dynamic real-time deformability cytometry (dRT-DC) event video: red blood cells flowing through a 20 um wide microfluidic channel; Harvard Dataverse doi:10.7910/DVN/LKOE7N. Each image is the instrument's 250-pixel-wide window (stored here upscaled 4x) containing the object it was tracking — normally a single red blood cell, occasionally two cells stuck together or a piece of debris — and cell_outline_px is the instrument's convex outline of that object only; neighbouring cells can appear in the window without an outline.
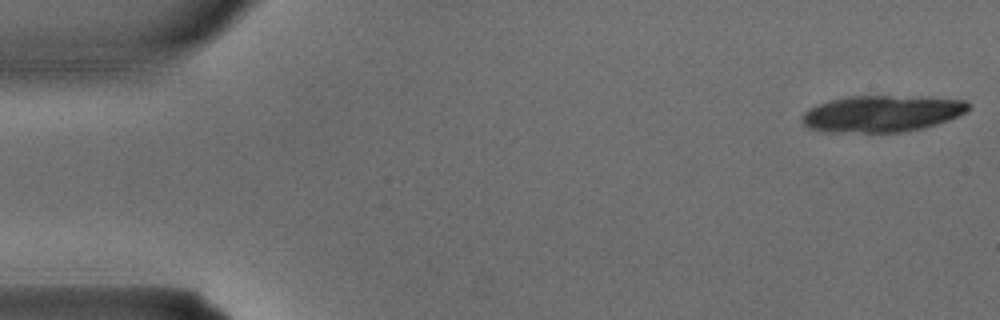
{"species": "common noctule bat (a hibernating species)", "species_latin": "Nyctalus noctula", "temperature_condition": "warm", "stored_images_in_passage": 3, "camera_frame_rate_fps": 3000, "um_per_image_px": 0.085, "animal": {"sex": "male", "body_mass_g": 15.6}, "frame": {"image": 1, "passage_image": 1, "time_ms": 0.0, "image_size_px": [1000, 320], "cell_outline_px": [[968, 112], [948, 120], [936, 124], [920, 128], [900, 132], [824, 132], [808, 128], [800, 120], [800, 116], [808, 108], [816, 104], [828, 100], [848, 96], [920, 96], [968, 100]], "centroid_in_image_um": [74.92, 9.65], "position_along_channel_um": 10.1, "area_um2": 35.84}}